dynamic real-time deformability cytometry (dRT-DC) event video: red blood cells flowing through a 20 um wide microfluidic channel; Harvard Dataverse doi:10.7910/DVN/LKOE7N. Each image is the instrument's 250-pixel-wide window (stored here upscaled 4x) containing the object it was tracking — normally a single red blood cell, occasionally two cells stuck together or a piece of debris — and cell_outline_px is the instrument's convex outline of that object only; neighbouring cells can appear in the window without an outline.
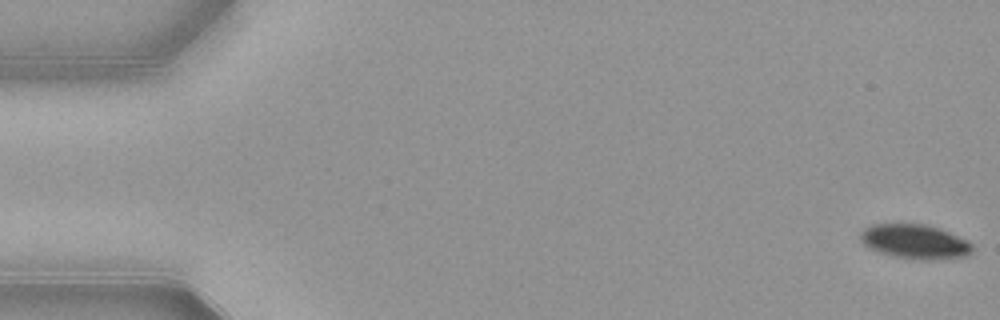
{"species": "common noctule bat (a hibernating species)", "species_latin": "Nyctalus noctula", "temperature_condition": "warm", "stored_images_in_passage": 53, "camera_frame_rate_fps": 3000, "um_per_image_px": 0.085, "animal": {"sex": "female", "body_mass_g": 21.9}, "frame": {"image": 1, "passage_image": 1, "time_ms": 0.0, "image_size_px": [1000, 320], "cell_outline_px": [[972, 252], [968, 256], [936, 260], [920, 260], [892, 256], [868, 248], [860, 240], [860, 232], [864, 228], [872, 224], [924, 224], [940, 228], [968, 240], [972, 244]], "centroid_in_image_um": [77.78, 20.54], "position_along_channel_um": 7.2, "area_um2": 22.72}}
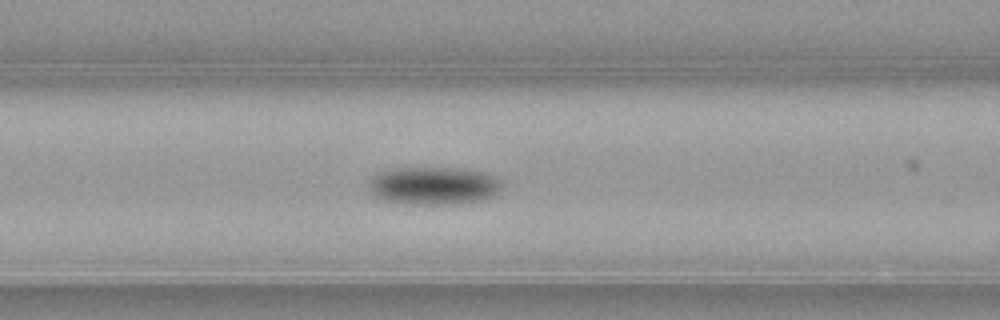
{"frame": {"image": 2, "passage_image": 22, "time_ms": 7.0, "image_size_px": [1000, 320], "cell_outline_px": [[504, 184], [496, 196], [480, 200], [452, 204], [412, 204], [384, 200], [376, 196], [372, 192], [368, 184], [372, 176], [376, 172], [388, 168], [460, 168], [488, 172], [496, 176]], "centroid_in_image_um": [36.9, 15.76], "position_along_channel_um": 129.7, "area_um2": 29.82}}
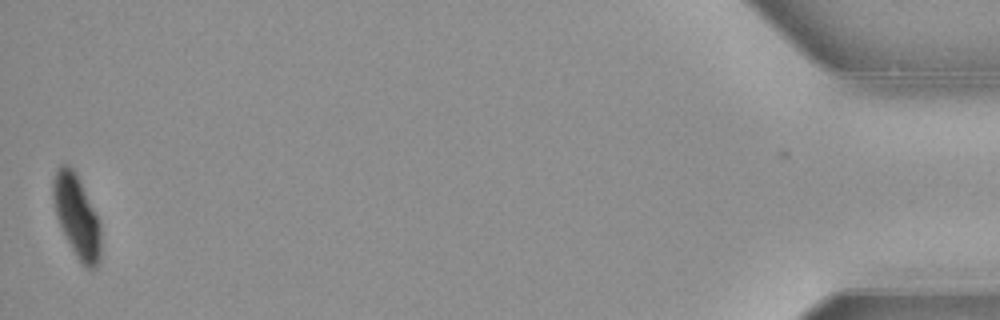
{"frame": {"image": 3, "passage_image": 53, "time_ms": 17.333, "image_size_px": [1000, 320], "cell_outline_px": [[100, 260], [96, 268], [84, 268], [80, 264], [60, 228], [56, 216], [52, 196], [52, 180], [56, 168], [60, 164], [68, 164], [72, 168], [100, 224]], "centroid_in_image_um": [6.48, 18.43], "position_along_channel_um": 428.7, "area_um2": 22.72}, "authors_computed_cell_mechanics": {"area_um2": 27.3394, "velocity_mm_per_s": 3.8659, "shape_relaxation_time_tau1_ms": 2.9729, "shape_relaxation_time_tau2_ms": null, "deformation_change_tau1": 0.1252, "deformation_change_tau2": null}}